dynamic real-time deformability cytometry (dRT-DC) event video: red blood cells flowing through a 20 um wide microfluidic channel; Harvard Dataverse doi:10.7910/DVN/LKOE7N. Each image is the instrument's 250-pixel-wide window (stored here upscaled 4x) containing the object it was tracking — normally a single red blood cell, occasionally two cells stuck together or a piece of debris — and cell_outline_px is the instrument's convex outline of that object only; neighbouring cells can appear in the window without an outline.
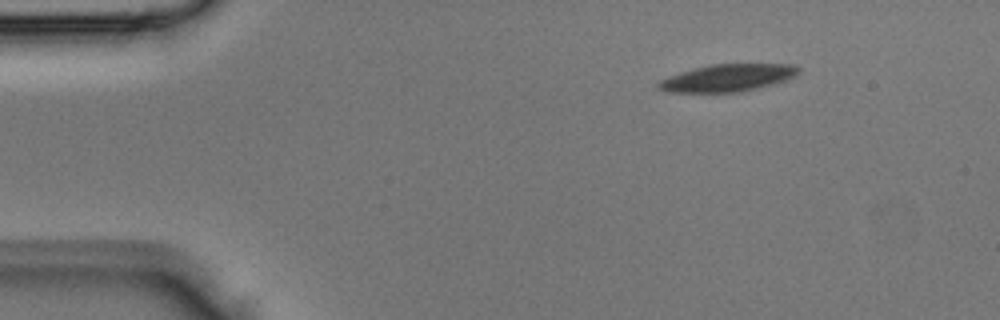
{"species": "Egyptian fruit bat (a non-hibernating species)", "species_latin": "Rousettus aegyptiacus", "temperature_condition": "room temperature", "stored_images_in_passage": 3, "camera_frame_rate_fps": 3000, "um_per_image_px": 0.085, "animal": {"sex": "male"}, "frame": {"image": 1, "passage_image": 1, "time_ms": 0.0, "image_size_px": [1000, 320], "cell_outline_px": [[800, 72], [796, 76], [772, 84], [740, 92], [664, 92], [656, 88], [656, 84], [660, 80], [668, 76], [680, 72], [712, 64], [796, 64], [800, 68]], "centroid_in_image_um": [61.83, 6.62], "position_along_channel_um": 23.2, "area_um2": 22.31}}